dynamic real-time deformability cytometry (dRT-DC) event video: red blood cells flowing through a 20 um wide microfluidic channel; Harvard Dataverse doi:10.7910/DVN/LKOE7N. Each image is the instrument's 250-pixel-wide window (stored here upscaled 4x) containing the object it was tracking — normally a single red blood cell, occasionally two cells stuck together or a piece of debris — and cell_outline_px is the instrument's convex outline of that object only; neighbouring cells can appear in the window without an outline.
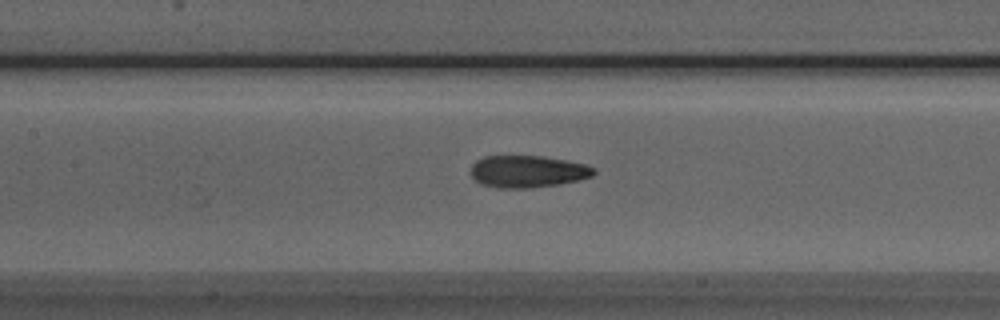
{"species": "Egyptian fruit bat (a non-hibernating species)", "species_latin": "Rousettus aegyptiacus", "temperature_condition": "room temperature", "stored_images_in_passage": 38, "camera_frame_rate_fps": 3000, "um_per_image_px": 0.085, "animal": {"sex": "male"}, "frame": {"image": 1, "passage_image": 10, "time_ms": 3.0, "image_size_px": [1000, 320], "cell_outline_px": [[596, 172], [592, 176], [560, 184], [528, 188], [496, 188], [480, 184], [472, 176], [472, 164], [476, 160], [484, 156], [544, 156], [584, 164], [596, 168]], "centroid_in_image_um": [44.83, 14.58], "position_along_channel_um": 162.6, "area_um2": 22.95}}
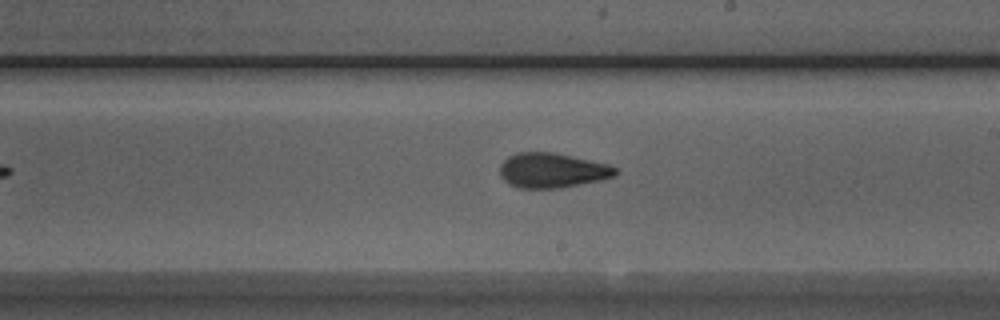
{"frame": {"image": 2, "passage_image": 16, "time_ms": 5.0, "image_size_px": [1000, 320], "cell_outline_px": [[620, 172], [616, 176], [600, 180], [560, 188], [516, 188], [508, 184], [500, 176], [500, 164], [508, 156], [516, 152], [552, 152], [608, 164], [616, 168]], "centroid_in_image_um": [46.91, 14.49], "position_along_channel_um": 242.1, "area_um2": 23.58}}
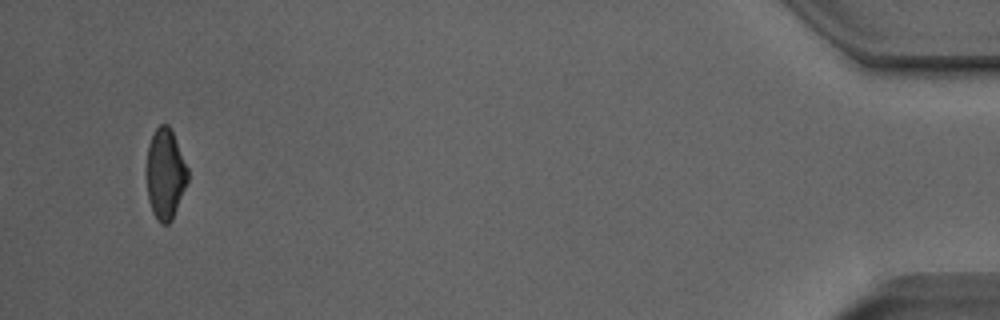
{"frame": {"image": 3, "passage_image": 36, "time_ms": 11.667, "image_size_px": [1000, 320], "cell_outline_px": [[188, 180], [172, 220], [168, 224], [160, 224], [156, 220], [152, 212], [148, 200], [148, 144], [156, 128], [160, 124], [168, 124], [172, 132], [188, 168]], "centroid_in_image_um": [14.06, 14.82], "position_along_channel_um": 421.1, "area_um2": 21.39}, "authors_computed_cell_mechanics": {"area_um2": 23.12, "velocity_mm_per_s": 3.9881, "shape_relaxation_time_tau1_ms": 6.4684, "shape_relaxation_time_tau2_ms": 1.7759, "deformation_change_tau1": 0.1647, "deformation_change_tau2": 0.0999}}